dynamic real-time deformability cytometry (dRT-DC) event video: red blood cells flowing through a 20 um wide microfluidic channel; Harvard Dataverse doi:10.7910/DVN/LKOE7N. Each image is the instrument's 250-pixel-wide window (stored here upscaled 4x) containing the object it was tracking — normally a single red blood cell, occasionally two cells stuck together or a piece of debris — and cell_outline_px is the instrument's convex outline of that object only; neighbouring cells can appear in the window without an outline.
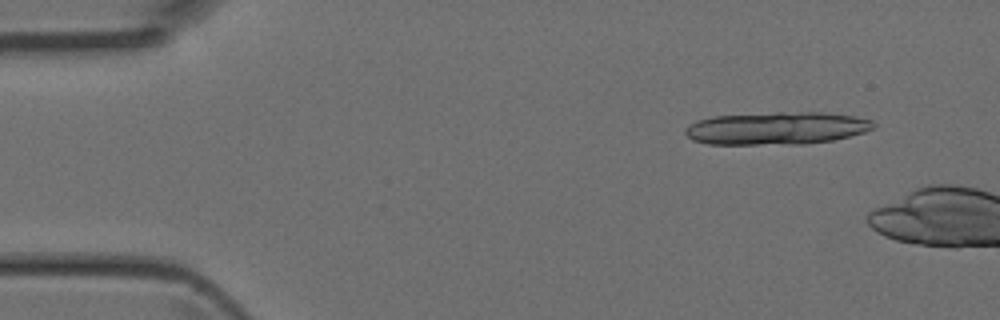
{"species": "Egyptian fruit bat (a non-hibernating species)", "species_latin": "Rousettus aegyptiacus", "temperature_condition": "room temperature", "stored_images_in_passage": 3, "camera_frame_rate_fps": 3000, "um_per_image_px": 0.085, "animal": {"sex": "female"}, "frame": {"image": 1, "passage_image": 2, "time_ms": 0.333, "image_size_px": [1000, 320], "cell_outline_px": [[876, 128], [864, 132], [832, 140], [804, 144], [708, 144], [692, 140], [684, 132], [684, 128], [688, 124], [696, 120], [712, 116], [780, 112], [824, 112], [856, 116], [872, 120], [876, 124]], "centroid_in_image_um": [66.01, 10.89], "position_along_channel_um": 19.0, "area_um2": 36.13}}